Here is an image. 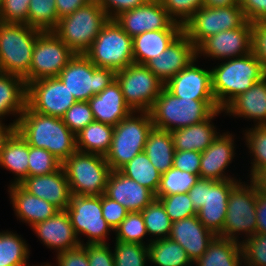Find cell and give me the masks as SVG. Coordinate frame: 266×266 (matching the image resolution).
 Segmentation results:
<instances>
[{"label":"cell","mask_w":266,"mask_h":266,"mask_svg":"<svg viewBox=\"0 0 266 266\" xmlns=\"http://www.w3.org/2000/svg\"><path fill=\"white\" fill-rule=\"evenodd\" d=\"M16 130L29 146L49 151L61 163L77 151L76 135L62 118L34 112L27 105L19 117Z\"/></svg>","instance_id":"cell-1"},{"label":"cell","mask_w":266,"mask_h":266,"mask_svg":"<svg viewBox=\"0 0 266 266\" xmlns=\"http://www.w3.org/2000/svg\"><path fill=\"white\" fill-rule=\"evenodd\" d=\"M210 69L212 91L219 109H224L238 95L266 77L262 64L252 52L218 61Z\"/></svg>","instance_id":"cell-2"},{"label":"cell","mask_w":266,"mask_h":266,"mask_svg":"<svg viewBox=\"0 0 266 266\" xmlns=\"http://www.w3.org/2000/svg\"><path fill=\"white\" fill-rule=\"evenodd\" d=\"M217 110L215 100L177 98L164 87L149 113L154 127L172 132L203 122Z\"/></svg>","instance_id":"cell-3"},{"label":"cell","mask_w":266,"mask_h":266,"mask_svg":"<svg viewBox=\"0 0 266 266\" xmlns=\"http://www.w3.org/2000/svg\"><path fill=\"white\" fill-rule=\"evenodd\" d=\"M41 32L27 24L0 21V72L23 78L27 86L34 44Z\"/></svg>","instance_id":"cell-4"},{"label":"cell","mask_w":266,"mask_h":266,"mask_svg":"<svg viewBox=\"0 0 266 266\" xmlns=\"http://www.w3.org/2000/svg\"><path fill=\"white\" fill-rule=\"evenodd\" d=\"M153 127L149 112L135 111L114 126L111 146L105 155L111 171H118L144 151L146 140Z\"/></svg>","instance_id":"cell-5"},{"label":"cell","mask_w":266,"mask_h":266,"mask_svg":"<svg viewBox=\"0 0 266 266\" xmlns=\"http://www.w3.org/2000/svg\"><path fill=\"white\" fill-rule=\"evenodd\" d=\"M109 20L103 7L92 0L72 14L59 19L53 33L74 53L84 54Z\"/></svg>","instance_id":"cell-6"},{"label":"cell","mask_w":266,"mask_h":266,"mask_svg":"<svg viewBox=\"0 0 266 266\" xmlns=\"http://www.w3.org/2000/svg\"><path fill=\"white\" fill-rule=\"evenodd\" d=\"M239 181L199 178L188 192L198 220L216 236L222 233L231 189Z\"/></svg>","instance_id":"cell-7"},{"label":"cell","mask_w":266,"mask_h":266,"mask_svg":"<svg viewBox=\"0 0 266 266\" xmlns=\"http://www.w3.org/2000/svg\"><path fill=\"white\" fill-rule=\"evenodd\" d=\"M241 181L231 189L225 223L219 235L240 244L256 234L257 198L256 184L251 179L248 182Z\"/></svg>","instance_id":"cell-8"},{"label":"cell","mask_w":266,"mask_h":266,"mask_svg":"<svg viewBox=\"0 0 266 266\" xmlns=\"http://www.w3.org/2000/svg\"><path fill=\"white\" fill-rule=\"evenodd\" d=\"M72 195L105 194L111 172L105 156L76 151L62 163Z\"/></svg>","instance_id":"cell-9"},{"label":"cell","mask_w":266,"mask_h":266,"mask_svg":"<svg viewBox=\"0 0 266 266\" xmlns=\"http://www.w3.org/2000/svg\"><path fill=\"white\" fill-rule=\"evenodd\" d=\"M84 55L96 67L124 69L134 63L132 37L115 19H109Z\"/></svg>","instance_id":"cell-10"},{"label":"cell","mask_w":266,"mask_h":266,"mask_svg":"<svg viewBox=\"0 0 266 266\" xmlns=\"http://www.w3.org/2000/svg\"><path fill=\"white\" fill-rule=\"evenodd\" d=\"M58 77L76 101H88L116 80V71L96 67L84 54H75Z\"/></svg>","instance_id":"cell-11"},{"label":"cell","mask_w":266,"mask_h":266,"mask_svg":"<svg viewBox=\"0 0 266 266\" xmlns=\"http://www.w3.org/2000/svg\"><path fill=\"white\" fill-rule=\"evenodd\" d=\"M70 217L74 232L81 245L108 243L110 232H114L102 215L101 196L72 195L65 209ZM108 240V242H107Z\"/></svg>","instance_id":"cell-12"},{"label":"cell","mask_w":266,"mask_h":266,"mask_svg":"<svg viewBox=\"0 0 266 266\" xmlns=\"http://www.w3.org/2000/svg\"><path fill=\"white\" fill-rule=\"evenodd\" d=\"M125 103L135 112H149L164 83L145 65L131 64L116 71Z\"/></svg>","instance_id":"cell-13"},{"label":"cell","mask_w":266,"mask_h":266,"mask_svg":"<svg viewBox=\"0 0 266 266\" xmlns=\"http://www.w3.org/2000/svg\"><path fill=\"white\" fill-rule=\"evenodd\" d=\"M247 21L240 5L219 8L203 6L183 25V33L197 48L205 39L219 32L237 29Z\"/></svg>","instance_id":"cell-14"},{"label":"cell","mask_w":266,"mask_h":266,"mask_svg":"<svg viewBox=\"0 0 266 266\" xmlns=\"http://www.w3.org/2000/svg\"><path fill=\"white\" fill-rule=\"evenodd\" d=\"M75 54L53 31H42L34 44L29 83L42 78L58 77Z\"/></svg>","instance_id":"cell-15"},{"label":"cell","mask_w":266,"mask_h":266,"mask_svg":"<svg viewBox=\"0 0 266 266\" xmlns=\"http://www.w3.org/2000/svg\"><path fill=\"white\" fill-rule=\"evenodd\" d=\"M76 102L59 77L42 78L27 85L26 105L34 112L62 118Z\"/></svg>","instance_id":"cell-16"},{"label":"cell","mask_w":266,"mask_h":266,"mask_svg":"<svg viewBox=\"0 0 266 266\" xmlns=\"http://www.w3.org/2000/svg\"><path fill=\"white\" fill-rule=\"evenodd\" d=\"M252 23L246 21L237 29L226 30L205 39L197 48V57L226 60L252 52Z\"/></svg>","instance_id":"cell-17"},{"label":"cell","mask_w":266,"mask_h":266,"mask_svg":"<svg viewBox=\"0 0 266 266\" xmlns=\"http://www.w3.org/2000/svg\"><path fill=\"white\" fill-rule=\"evenodd\" d=\"M115 20L132 38L147 31L183 29V25L168 15L160 0H147L143 5L121 13Z\"/></svg>","instance_id":"cell-18"},{"label":"cell","mask_w":266,"mask_h":266,"mask_svg":"<svg viewBox=\"0 0 266 266\" xmlns=\"http://www.w3.org/2000/svg\"><path fill=\"white\" fill-rule=\"evenodd\" d=\"M235 139L233 133L229 131L222 132L213 143L201 153L200 179H212L216 181L242 180L240 177H233L235 175H230L227 171L230 164H232L233 161L235 162V160H233L235 158L237 145L235 144Z\"/></svg>","instance_id":"cell-19"},{"label":"cell","mask_w":266,"mask_h":266,"mask_svg":"<svg viewBox=\"0 0 266 266\" xmlns=\"http://www.w3.org/2000/svg\"><path fill=\"white\" fill-rule=\"evenodd\" d=\"M198 57L173 76L164 87L177 98L215 100L212 91L211 69L198 64Z\"/></svg>","instance_id":"cell-20"},{"label":"cell","mask_w":266,"mask_h":266,"mask_svg":"<svg viewBox=\"0 0 266 266\" xmlns=\"http://www.w3.org/2000/svg\"><path fill=\"white\" fill-rule=\"evenodd\" d=\"M197 58L196 47L182 32L164 51L145 66L164 84Z\"/></svg>","instance_id":"cell-21"},{"label":"cell","mask_w":266,"mask_h":266,"mask_svg":"<svg viewBox=\"0 0 266 266\" xmlns=\"http://www.w3.org/2000/svg\"><path fill=\"white\" fill-rule=\"evenodd\" d=\"M31 229L40 243L54 250L56 254L81 245L66 210H59L54 216L35 224Z\"/></svg>","instance_id":"cell-22"},{"label":"cell","mask_w":266,"mask_h":266,"mask_svg":"<svg viewBox=\"0 0 266 266\" xmlns=\"http://www.w3.org/2000/svg\"><path fill=\"white\" fill-rule=\"evenodd\" d=\"M19 185L59 210H65L69 206L72 194L63 167L48 175L28 176Z\"/></svg>","instance_id":"cell-23"},{"label":"cell","mask_w":266,"mask_h":266,"mask_svg":"<svg viewBox=\"0 0 266 266\" xmlns=\"http://www.w3.org/2000/svg\"><path fill=\"white\" fill-rule=\"evenodd\" d=\"M105 195L117 201L129 212H141L156 199L151 190L124 176L119 171L110 172Z\"/></svg>","instance_id":"cell-24"},{"label":"cell","mask_w":266,"mask_h":266,"mask_svg":"<svg viewBox=\"0 0 266 266\" xmlns=\"http://www.w3.org/2000/svg\"><path fill=\"white\" fill-rule=\"evenodd\" d=\"M216 235L208 230L197 215L172 222L169 238L182 246L192 263L207 250Z\"/></svg>","instance_id":"cell-25"},{"label":"cell","mask_w":266,"mask_h":266,"mask_svg":"<svg viewBox=\"0 0 266 266\" xmlns=\"http://www.w3.org/2000/svg\"><path fill=\"white\" fill-rule=\"evenodd\" d=\"M7 188L14 215L20 223L24 222L30 228L49 219L59 211L56 206L28 193L19 184L10 185Z\"/></svg>","instance_id":"cell-26"},{"label":"cell","mask_w":266,"mask_h":266,"mask_svg":"<svg viewBox=\"0 0 266 266\" xmlns=\"http://www.w3.org/2000/svg\"><path fill=\"white\" fill-rule=\"evenodd\" d=\"M223 110L229 117L253 120V126L266 125V77L238 95Z\"/></svg>","instance_id":"cell-27"},{"label":"cell","mask_w":266,"mask_h":266,"mask_svg":"<svg viewBox=\"0 0 266 266\" xmlns=\"http://www.w3.org/2000/svg\"><path fill=\"white\" fill-rule=\"evenodd\" d=\"M95 121L116 126L133 111L125 103L120 84L114 80L88 100Z\"/></svg>","instance_id":"cell-28"},{"label":"cell","mask_w":266,"mask_h":266,"mask_svg":"<svg viewBox=\"0 0 266 266\" xmlns=\"http://www.w3.org/2000/svg\"><path fill=\"white\" fill-rule=\"evenodd\" d=\"M223 109L215 111L203 122L172 131L175 151L203 152L220 134L213 120L223 113ZM215 117V118H214Z\"/></svg>","instance_id":"cell-29"},{"label":"cell","mask_w":266,"mask_h":266,"mask_svg":"<svg viewBox=\"0 0 266 266\" xmlns=\"http://www.w3.org/2000/svg\"><path fill=\"white\" fill-rule=\"evenodd\" d=\"M27 86L23 78L0 72V120L13 116L17 125L26 106Z\"/></svg>","instance_id":"cell-30"},{"label":"cell","mask_w":266,"mask_h":266,"mask_svg":"<svg viewBox=\"0 0 266 266\" xmlns=\"http://www.w3.org/2000/svg\"><path fill=\"white\" fill-rule=\"evenodd\" d=\"M183 32V29H160L147 31L132 38L135 64L146 65Z\"/></svg>","instance_id":"cell-31"},{"label":"cell","mask_w":266,"mask_h":266,"mask_svg":"<svg viewBox=\"0 0 266 266\" xmlns=\"http://www.w3.org/2000/svg\"><path fill=\"white\" fill-rule=\"evenodd\" d=\"M29 145L16 130L0 152V167L12 172L14 179L8 186L20 184L28 177Z\"/></svg>","instance_id":"cell-32"},{"label":"cell","mask_w":266,"mask_h":266,"mask_svg":"<svg viewBox=\"0 0 266 266\" xmlns=\"http://www.w3.org/2000/svg\"><path fill=\"white\" fill-rule=\"evenodd\" d=\"M243 251L239 242L216 236L195 266H242Z\"/></svg>","instance_id":"cell-33"},{"label":"cell","mask_w":266,"mask_h":266,"mask_svg":"<svg viewBox=\"0 0 266 266\" xmlns=\"http://www.w3.org/2000/svg\"><path fill=\"white\" fill-rule=\"evenodd\" d=\"M144 152L161 174L167 172L173 167L175 153L172 133L153 127L146 140Z\"/></svg>","instance_id":"cell-34"},{"label":"cell","mask_w":266,"mask_h":266,"mask_svg":"<svg viewBox=\"0 0 266 266\" xmlns=\"http://www.w3.org/2000/svg\"><path fill=\"white\" fill-rule=\"evenodd\" d=\"M114 126L93 121L76 134L77 151L105 156L111 146Z\"/></svg>","instance_id":"cell-35"},{"label":"cell","mask_w":266,"mask_h":266,"mask_svg":"<svg viewBox=\"0 0 266 266\" xmlns=\"http://www.w3.org/2000/svg\"><path fill=\"white\" fill-rule=\"evenodd\" d=\"M147 249L154 266H194L185 249L170 238L152 241Z\"/></svg>","instance_id":"cell-36"},{"label":"cell","mask_w":266,"mask_h":266,"mask_svg":"<svg viewBox=\"0 0 266 266\" xmlns=\"http://www.w3.org/2000/svg\"><path fill=\"white\" fill-rule=\"evenodd\" d=\"M30 251L29 244L16 231H0V266H31Z\"/></svg>","instance_id":"cell-37"},{"label":"cell","mask_w":266,"mask_h":266,"mask_svg":"<svg viewBox=\"0 0 266 266\" xmlns=\"http://www.w3.org/2000/svg\"><path fill=\"white\" fill-rule=\"evenodd\" d=\"M118 171L151 190L156 195L160 185L161 173L151 163L144 151L137 154Z\"/></svg>","instance_id":"cell-38"},{"label":"cell","mask_w":266,"mask_h":266,"mask_svg":"<svg viewBox=\"0 0 266 266\" xmlns=\"http://www.w3.org/2000/svg\"><path fill=\"white\" fill-rule=\"evenodd\" d=\"M242 132L251 161L247 177L252 179L261 169L266 168V125L246 127Z\"/></svg>","instance_id":"cell-39"},{"label":"cell","mask_w":266,"mask_h":266,"mask_svg":"<svg viewBox=\"0 0 266 266\" xmlns=\"http://www.w3.org/2000/svg\"><path fill=\"white\" fill-rule=\"evenodd\" d=\"M141 213L149 236V244L155 240L169 238L172 221L159 199L156 198Z\"/></svg>","instance_id":"cell-40"},{"label":"cell","mask_w":266,"mask_h":266,"mask_svg":"<svg viewBox=\"0 0 266 266\" xmlns=\"http://www.w3.org/2000/svg\"><path fill=\"white\" fill-rule=\"evenodd\" d=\"M199 180V175L181 171L175 167L161 174L160 185L155 197L172 194L188 193L192 186Z\"/></svg>","instance_id":"cell-41"},{"label":"cell","mask_w":266,"mask_h":266,"mask_svg":"<svg viewBox=\"0 0 266 266\" xmlns=\"http://www.w3.org/2000/svg\"><path fill=\"white\" fill-rule=\"evenodd\" d=\"M55 0H30L27 25L52 31L58 24Z\"/></svg>","instance_id":"cell-42"},{"label":"cell","mask_w":266,"mask_h":266,"mask_svg":"<svg viewBox=\"0 0 266 266\" xmlns=\"http://www.w3.org/2000/svg\"><path fill=\"white\" fill-rule=\"evenodd\" d=\"M113 233H115V238H113L115 240L142 245L149 244V238H146L148 233L141 212H128L126 218Z\"/></svg>","instance_id":"cell-43"},{"label":"cell","mask_w":266,"mask_h":266,"mask_svg":"<svg viewBox=\"0 0 266 266\" xmlns=\"http://www.w3.org/2000/svg\"><path fill=\"white\" fill-rule=\"evenodd\" d=\"M112 242L115 266H147L149 263L147 245L119 240Z\"/></svg>","instance_id":"cell-44"},{"label":"cell","mask_w":266,"mask_h":266,"mask_svg":"<svg viewBox=\"0 0 266 266\" xmlns=\"http://www.w3.org/2000/svg\"><path fill=\"white\" fill-rule=\"evenodd\" d=\"M28 176L48 175L62 167V163L49 151L29 146Z\"/></svg>","instance_id":"cell-45"},{"label":"cell","mask_w":266,"mask_h":266,"mask_svg":"<svg viewBox=\"0 0 266 266\" xmlns=\"http://www.w3.org/2000/svg\"><path fill=\"white\" fill-rule=\"evenodd\" d=\"M172 222L197 215L188 193L172 194L158 198Z\"/></svg>","instance_id":"cell-46"},{"label":"cell","mask_w":266,"mask_h":266,"mask_svg":"<svg viewBox=\"0 0 266 266\" xmlns=\"http://www.w3.org/2000/svg\"><path fill=\"white\" fill-rule=\"evenodd\" d=\"M246 266H266V234H255L241 243Z\"/></svg>","instance_id":"cell-47"},{"label":"cell","mask_w":266,"mask_h":266,"mask_svg":"<svg viewBox=\"0 0 266 266\" xmlns=\"http://www.w3.org/2000/svg\"><path fill=\"white\" fill-rule=\"evenodd\" d=\"M64 124L76 135L88 124L94 121V117L88 101H77L62 117Z\"/></svg>","instance_id":"cell-48"},{"label":"cell","mask_w":266,"mask_h":266,"mask_svg":"<svg viewBox=\"0 0 266 266\" xmlns=\"http://www.w3.org/2000/svg\"><path fill=\"white\" fill-rule=\"evenodd\" d=\"M168 15L177 23H184L200 8L203 0H160Z\"/></svg>","instance_id":"cell-49"},{"label":"cell","mask_w":266,"mask_h":266,"mask_svg":"<svg viewBox=\"0 0 266 266\" xmlns=\"http://www.w3.org/2000/svg\"><path fill=\"white\" fill-rule=\"evenodd\" d=\"M30 0H1L0 21L5 23H23L28 20Z\"/></svg>","instance_id":"cell-50"},{"label":"cell","mask_w":266,"mask_h":266,"mask_svg":"<svg viewBox=\"0 0 266 266\" xmlns=\"http://www.w3.org/2000/svg\"><path fill=\"white\" fill-rule=\"evenodd\" d=\"M87 250V256L90 266H115V260L111 244L109 243H96V244H83Z\"/></svg>","instance_id":"cell-51"},{"label":"cell","mask_w":266,"mask_h":266,"mask_svg":"<svg viewBox=\"0 0 266 266\" xmlns=\"http://www.w3.org/2000/svg\"><path fill=\"white\" fill-rule=\"evenodd\" d=\"M101 206L103 218L111 229L115 231L119 224L126 218L129 211L105 194L101 195Z\"/></svg>","instance_id":"cell-52"},{"label":"cell","mask_w":266,"mask_h":266,"mask_svg":"<svg viewBox=\"0 0 266 266\" xmlns=\"http://www.w3.org/2000/svg\"><path fill=\"white\" fill-rule=\"evenodd\" d=\"M252 53L266 73V22H252Z\"/></svg>","instance_id":"cell-53"},{"label":"cell","mask_w":266,"mask_h":266,"mask_svg":"<svg viewBox=\"0 0 266 266\" xmlns=\"http://www.w3.org/2000/svg\"><path fill=\"white\" fill-rule=\"evenodd\" d=\"M201 152L199 151H175L173 167L194 175H199Z\"/></svg>","instance_id":"cell-54"},{"label":"cell","mask_w":266,"mask_h":266,"mask_svg":"<svg viewBox=\"0 0 266 266\" xmlns=\"http://www.w3.org/2000/svg\"><path fill=\"white\" fill-rule=\"evenodd\" d=\"M55 255L57 266H90L87 256V250L83 245H80L78 248L63 251ZM47 263L48 266H52L51 262L50 264L49 262Z\"/></svg>","instance_id":"cell-55"},{"label":"cell","mask_w":266,"mask_h":266,"mask_svg":"<svg viewBox=\"0 0 266 266\" xmlns=\"http://www.w3.org/2000/svg\"><path fill=\"white\" fill-rule=\"evenodd\" d=\"M105 10L109 19H115L121 13L143 5L147 0H96Z\"/></svg>","instance_id":"cell-56"},{"label":"cell","mask_w":266,"mask_h":266,"mask_svg":"<svg viewBox=\"0 0 266 266\" xmlns=\"http://www.w3.org/2000/svg\"><path fill=\"white\" fill-rule=\"evenodd\" d=\"M239 5L251 23L266 22V0H240Z\"/></svg>","instance_id":"cell-57"},{"label":"cell","mask_w":266,"mask_h":266,"mask_svg":"<svg viewBox=\"0 0 266 266\" xmlns=\"http://www.w3.org/2000/svg\"><path fill=\"white\" fill-rule=\"evenodd\" d=\"M256 234H266V193L257 189L256 198Z\"/></svg>","instance_id":"cell-58"},{"label":"cell","mask_w":266,"mask_h":266,"mask_svg":"<svg viewBox=\"0 0 266 266\" xmlns=\"http://www.w3.org/2000/svg\"><path fill=\"white\" fill-rule=\"evenodd\" d=\"M92 0H55L58 19L72 14Z\"/></svg>","instance_id":"cell-59"},{"label":"cell","mask_w":266,"mask_h":266,"mask_svg":"<svg viewBox=\"0 0 266 266\" xmlns=\"http://www.w3.org/2000/svg\"><path fill=\"white\" fill-rule=\"evenodd\" d=\"M16 126L13 122H10L8 125L4 123L3 120H0V152L5 146L7 140L11 135L16 131Z\"/></svg>","instance_id":"cell-60"},{"label":"cell","mask_w":266,"mask_h":266,"mask_svg":"<svg viewBox=\"0 0 266 266\" xmlns=\"http://www.w3.org/2000/svg\"><path fill=\"white\" fill-rule=\"evenodd\" d=\"M251 180L256 184L258 191L266 193V168L261 169Z\"/></svg>","instance_id":"cell-61"},{"label":"cell","mask_w":266,"mask_h":266,"mask_svg":"<svg viewBox=\"0 0 266 266\" xmlns=\"http://www.w3.org/2000/svg\"><path fill=\"white\" fill-rule=\"evenodd\" d=\"M240 0H203L204 6L219 8L223 6L239 5Z\"/></svg>","instance_id":"cell-62"},{"label":"cell","mask_w":266,"mask_h":266,"mask_svg":"<svg viewBox=\"0 0 266 266\" xmlns=\"http://www.w3.org/2000/svg\"><path fill=\"white\" fill-rule=\"evenodd\" d=\"M44 262L43 264H38V265H34V266H48V263Z\"/></svg>","instance_id":"cell-63"}]
</instances>
